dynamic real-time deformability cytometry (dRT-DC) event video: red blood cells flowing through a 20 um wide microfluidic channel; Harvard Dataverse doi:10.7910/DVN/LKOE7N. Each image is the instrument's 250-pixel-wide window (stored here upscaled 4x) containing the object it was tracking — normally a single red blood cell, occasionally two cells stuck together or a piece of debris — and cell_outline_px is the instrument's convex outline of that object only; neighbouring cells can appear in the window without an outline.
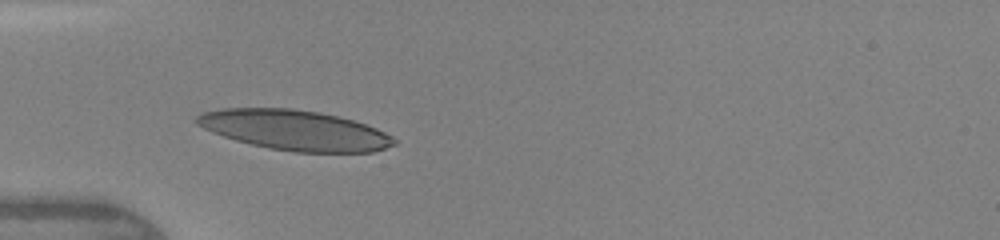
{"species": "human", "species_latin": "Homo sapiens", "temperature_condition": "warm", "stored_images_in_passage": 5, "camera_frame_rate_fps": 3000, "um_per_image_px": 0.085, "donor": {"sex": "female"}, "frame": {"image": 1, "passage_image": 4, "time_ms": 2.667, "image_size_px": [1000, 240], "cell_outline_px": [[396, 144], [372, 152], [292, 152], [268, 148], [236, 140], [212, 132], [196, 124], [192, 120], [196, 116], [204, 112], [224, 108], [292, 108], [320, 112], [352, 120], [376, 128], [392, 136], [396, 140]], "centroid_in_image_um": [25.03, 11.06], "position_along_channel_um": 60.0, "area_um2": 45.95}}